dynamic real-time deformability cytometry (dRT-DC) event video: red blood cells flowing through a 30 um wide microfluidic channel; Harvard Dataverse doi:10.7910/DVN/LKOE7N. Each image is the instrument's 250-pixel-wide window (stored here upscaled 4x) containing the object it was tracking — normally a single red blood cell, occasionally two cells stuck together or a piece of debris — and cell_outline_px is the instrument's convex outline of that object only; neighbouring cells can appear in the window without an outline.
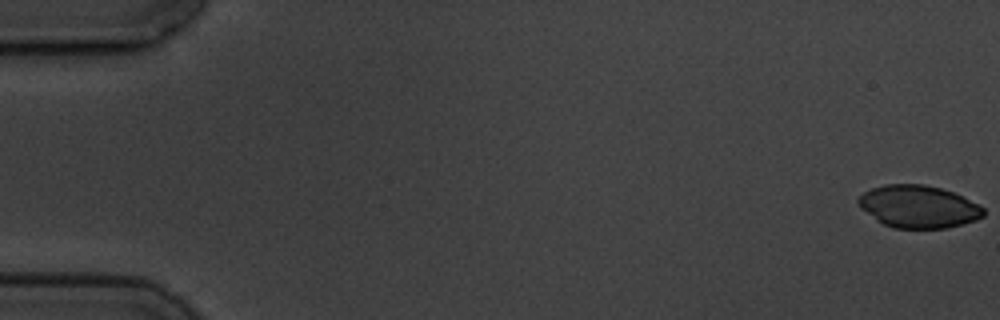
{"species": "common noctule bat (a hibernating species)", "species_latin": "Nyctalus noctula", "temperature_condition": "cold", "stored_images_in_passage": 8, "camera_frame_rate_fps": 3000, "um_per_image_px": 0.085, "animal": {"sex": "male", "body_mass_g": 19.5, "forearm_length_mm": 54.6}, "frame": {"image": 1, "passage_image": 1, "time_ms": 0.0, "image_size_px": [1000, 320], "cell_outline_px": [[984, 216], [976, 220], [948, 228], [892, 228], [876, 220], [860, 208], [856, 200], [864, 192], [872, 188], [884, 184], [924, 184], [940, 188], [952, 192], [984, 208]], "centroid_in_image_um": [78.03, 17.57], "position_along_channel_um": 7.0, "area_um2": 30.87}}